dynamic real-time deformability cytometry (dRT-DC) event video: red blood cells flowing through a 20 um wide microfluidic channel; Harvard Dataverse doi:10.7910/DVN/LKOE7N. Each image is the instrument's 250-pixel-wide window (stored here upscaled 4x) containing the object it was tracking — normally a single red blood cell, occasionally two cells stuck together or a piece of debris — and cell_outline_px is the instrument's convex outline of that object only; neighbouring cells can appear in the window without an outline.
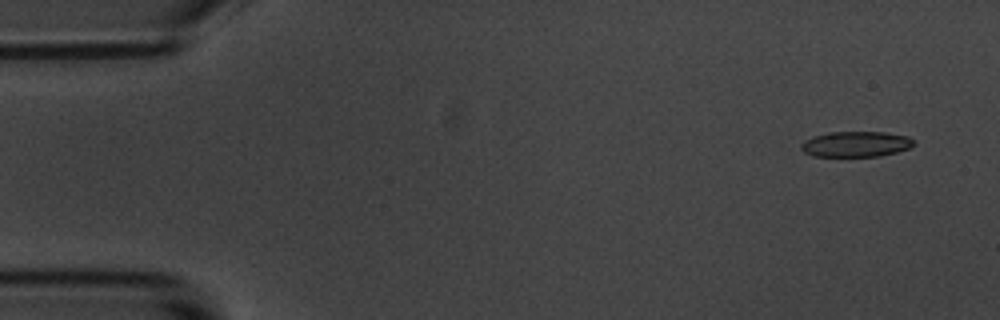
{"species": "common noctule bat (a hibernating species)", "species_latin": "Nyctalus noctula", "temperature_condition": "room temperature", "stored_images_in_passage": 6, "camera_frame_rate_fps": 3000, "um_per_image_px": 0.085, "animal": {"sex": "male", "body_mass_g": 20.1, "forearm_length_mm": 53.5}, "frame": {"image": 1, "passage_image": 1, "time_ms": 0.0, "image_size_px": [1000, 320], "cell_outline_px": [[916, 144], [912, 148], [880, 156], [812, 156], [804, 152], [800, 148], [800, 144], [804, 140], [812, 136], [828, 132], [884, 132], [908, 136]], "centroid_in_image_um": [72.74, 12.25], "position_along_channel_um": 12.3, "area_um2": 16.94}}
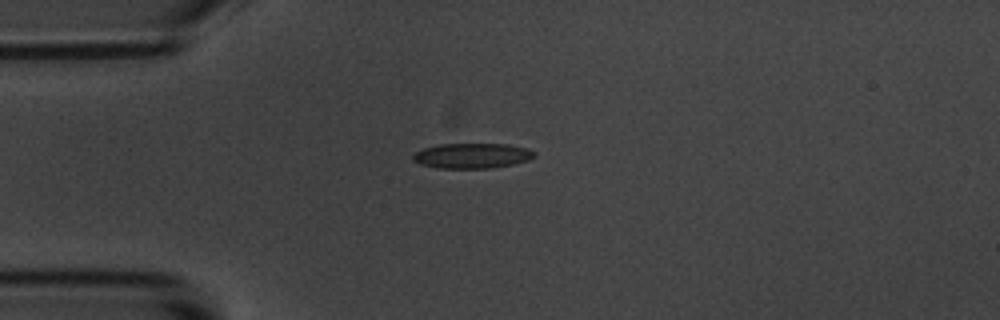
{"frame": {"image": 2, "passage_image": 4, "time_ms": 3.667, "image_size_px": [1000, 320], "cell_outline_px": [[536, 156], [528, 160], [512, 164], [488, 168], [436, 168], [420, 164], [412, 160], [412, 156], [416, 152], [424, 148], [440, 144], [508, 144], [528, 148], [536, 152]], "centroid_in_image_um": [40.14, 13.23], "position_along_channel_um": 44.9, "area_um2": 17.8}}